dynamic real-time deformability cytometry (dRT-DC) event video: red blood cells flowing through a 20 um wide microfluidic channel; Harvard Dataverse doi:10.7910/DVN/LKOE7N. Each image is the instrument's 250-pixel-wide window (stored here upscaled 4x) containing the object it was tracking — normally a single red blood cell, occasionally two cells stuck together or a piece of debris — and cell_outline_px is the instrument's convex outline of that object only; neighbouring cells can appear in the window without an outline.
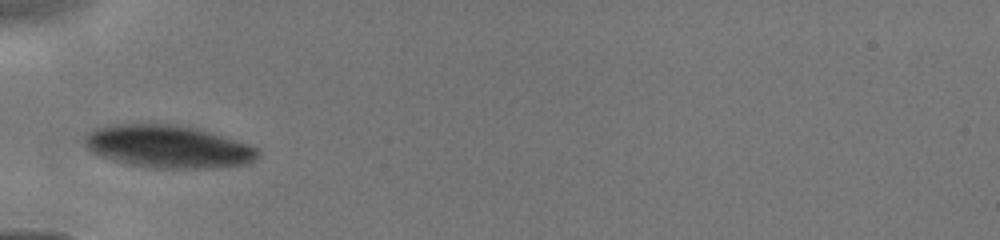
{"species": "human", "species_latin": "Homo sapiens", "temperature_condition": "cold", "stored_images_in_passage": 2, "camera_frame_rate_fps": 3000, "um_per_image_px": 0.085, "donor": {"sex": "male"}, "frame": {"image": 1, "passage_image": 1, "time_ms": 0.0, "image_size_px": [1000, 240], "cell_outline_px": [[260, 156], [244, 164], [220, 168], [152, 168], [128, 164], [112, 160], [100, 156], [92, 152], [84, 144], [84, 136], [92, 128], [112, 124], [176, 124], [196, 128], [224, 136], [256, 148], [260, 152]], "centroid_in_image_um": [14.23, 12.46], "position_along_channel_um": 70.8, "area_um2": 43.23}}